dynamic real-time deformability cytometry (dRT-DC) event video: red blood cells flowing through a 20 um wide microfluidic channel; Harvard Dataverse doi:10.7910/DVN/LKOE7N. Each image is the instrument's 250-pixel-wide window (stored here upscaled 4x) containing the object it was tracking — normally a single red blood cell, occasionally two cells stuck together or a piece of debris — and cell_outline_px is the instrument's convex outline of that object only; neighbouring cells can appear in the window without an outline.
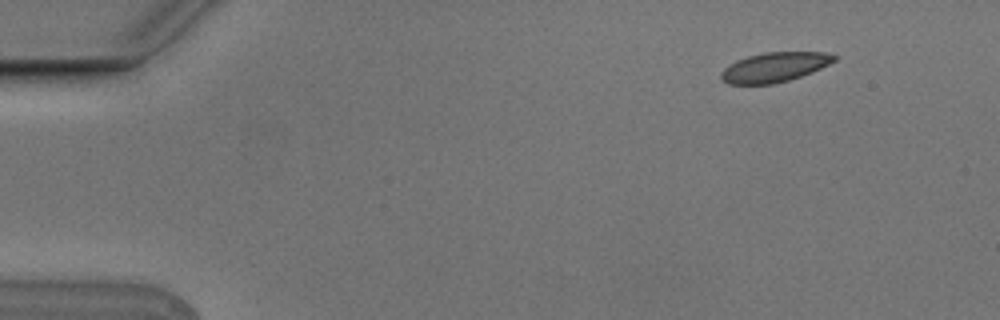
{"species": "Egyptian fruit bat (a non-hibernating species)", "species_latin": "Rousettus aegyptiacus", "temperature_condition": "cold", "stored_images_in_passage": 4, "camera_frame_rate_fps": 3000, "um_per_image_px": 0.085, "animal": {"sex": "male"}, "frame": {"image": 1, "passage_image": 1, "time_ms": 0.0, "image_size_px": [1000, 320], "cell_outline_px": [[836, 60], [812, 72], [788, 80], [772, 84], [728, 84], [720, 76], [720, 72], [724, 68], [736, 60], [748, 56], [764, 52], [824, 52], [836, 56]], "centroid_in_image_um": [65.8, 5.71], "position_along_channel_um": 19.2, "area_um2": 19.36}}
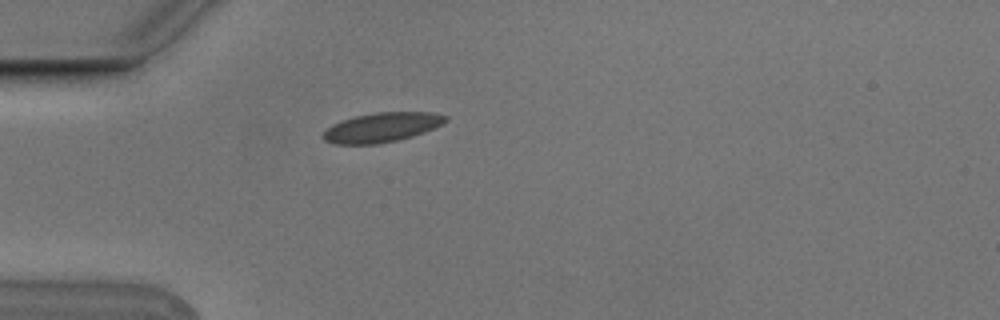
{"frame": {"image": 2, "passage_image": 4, "time_ms": 1.0, "image_size_px": [1000, 320], "cell_outline_px": [[448, 120], [424, 132], [412, 136], [396, 140], [376, 144], [336, 144], [324, 140], [320, 136], [332, 124], [356, 116], [376, 112], [432, 112], [448, 116]], "centroid_in_image_um": [32.44, 10.82], "position_along_channel_um": 52.6, "area_um2": 20.81}}